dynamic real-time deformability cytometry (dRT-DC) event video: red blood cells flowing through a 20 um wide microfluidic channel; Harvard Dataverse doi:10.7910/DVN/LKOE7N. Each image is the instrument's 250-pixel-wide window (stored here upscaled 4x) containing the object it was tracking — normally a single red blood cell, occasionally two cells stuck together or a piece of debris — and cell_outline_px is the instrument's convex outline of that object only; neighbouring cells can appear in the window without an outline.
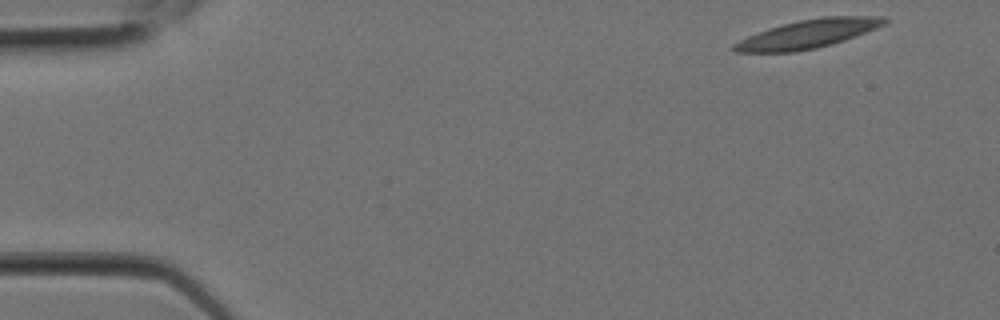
{"species": "Egyptian fruit bat (a non-hibernating species)", "species_latin": "Rousettus aegyptiacus", "temperature_condition": "room temperature", "stored_images_in_passage": 1, "camera_frame_rate_fps": 3000, "um_per_image_px": 0.085, "animal": {"sex": "female"}, "frame": {"image": 1, "passage_image": 1, "time_ms": 0.0, "image_size_px": [1000, 320], "cell_outline_px": [[892, 20], [876, 28], [856, 36], [832, 44], [816, 48], [796, 52], [736, 52], [732, 48], [732, 44], [748, 36], [784, 24], [800, 20], [824, 16], [888, 16]], "centroid_in_image_um": [68.76, 2.88], "position_along_channel_um": 16.2, "area_um2": 24.85}}